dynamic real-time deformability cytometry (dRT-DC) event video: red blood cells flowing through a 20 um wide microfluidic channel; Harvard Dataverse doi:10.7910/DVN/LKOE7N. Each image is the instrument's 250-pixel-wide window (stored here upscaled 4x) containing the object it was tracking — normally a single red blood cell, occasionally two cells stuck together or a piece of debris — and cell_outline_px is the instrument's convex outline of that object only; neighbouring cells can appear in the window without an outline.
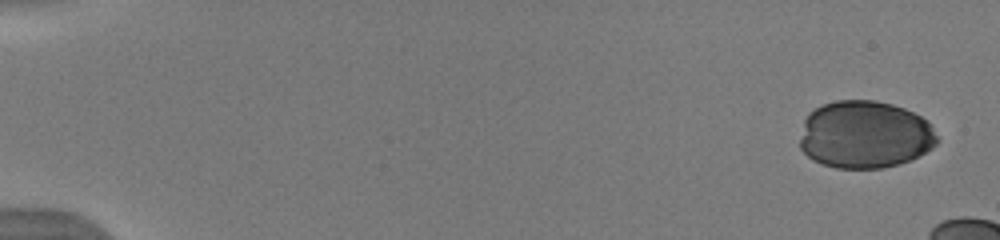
{"species": "human", "species_latin": "Homo sapiens", "temperature_condition": "warm", "stored_images_in_passage": 13, "camera_frame_rate_fps": 3000, "um_per_image_px": 0.085, "donor": {"sex": "male"}, "frame": {"image": 1, "passage_image": 1, "time_ms": 0.0, "image_size_px": [1000, 240], "cell_outline_px": [[940, 140], [932, 148], [900, 164], [884, 168], [836, 168], [812, 160], [800, 148], [800, 140], [804, 120], [808, 112], [820, 104], [836, 100], [876, 100], [892, 104], [904, 108], [928, 120], [932, 124]], "centroid_in_image_um": [73.52, 11.43], "position_along_channel_um": 11.5, "area_um2": 54.56}}